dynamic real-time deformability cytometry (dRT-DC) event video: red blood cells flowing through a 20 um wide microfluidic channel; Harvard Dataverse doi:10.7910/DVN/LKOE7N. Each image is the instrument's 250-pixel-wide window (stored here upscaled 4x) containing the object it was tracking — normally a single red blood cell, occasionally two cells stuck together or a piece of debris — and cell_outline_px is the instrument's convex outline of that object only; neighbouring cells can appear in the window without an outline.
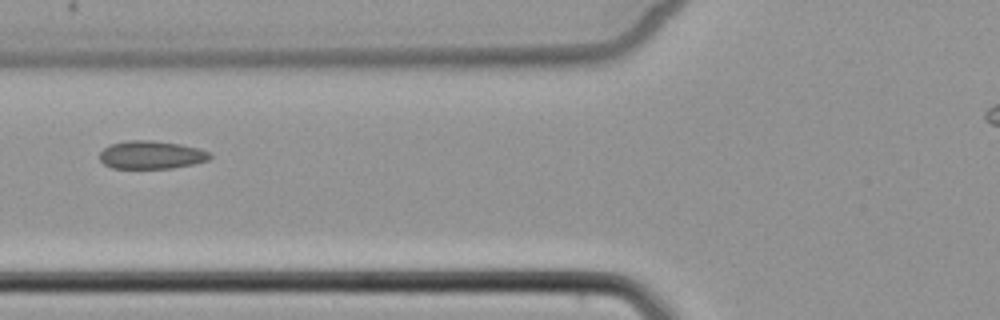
{"species": "common noctule bat (a hibernating species)", "species_latin": "Nyctalus noctula", "temperature_condition": "cold", "stored_images_in_passage": 5, "camera_frame_rate_fps": 3000, "um_per_image_px": 0.085, "animal": {"sex": "female", "body_mass_g": 22.7, "forearm_length_mm": 54.2}, "frame": {"image": 1, "passage_image": 4, "time_ms": 3.667, "image_size_px": [1000, 320], "cell_outline_px": [[212, 156], [208, 160], [192, 164], [172, 168], [112, 168], [104, 164], [100, 160], [100, 152], [104, 148], [112, 144], [128, 140], [152, 140], [180, 144], [212, 152]], "centroid_in_image_um": [12.86, 13.16], "position_along_channel_um": 112.9, "area_um2": 17.98}}
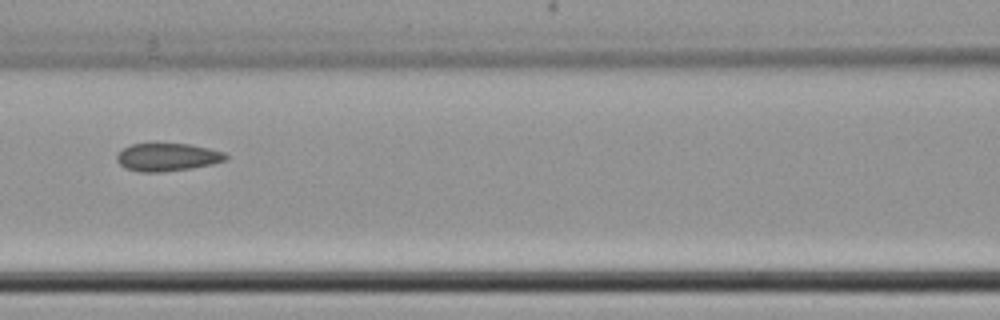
{"frame": {"image": 2, "passage_image": 5, "time_ms": 4.667, "image_size_px": [1000, 320], "cell_outline_px": [[228, 160], [212, 164], [192, 168], [160, 172], [140, 172], [124, 168], [116, 160], [116, 156], [124, 148], [132, 144], [188, 144], [208, 148], [224, 152], [228, 156]], "centroid_in_image_um": [14.24, 13.37], "position_along_channel_um": 152.4, "area_um2": 17.63}}